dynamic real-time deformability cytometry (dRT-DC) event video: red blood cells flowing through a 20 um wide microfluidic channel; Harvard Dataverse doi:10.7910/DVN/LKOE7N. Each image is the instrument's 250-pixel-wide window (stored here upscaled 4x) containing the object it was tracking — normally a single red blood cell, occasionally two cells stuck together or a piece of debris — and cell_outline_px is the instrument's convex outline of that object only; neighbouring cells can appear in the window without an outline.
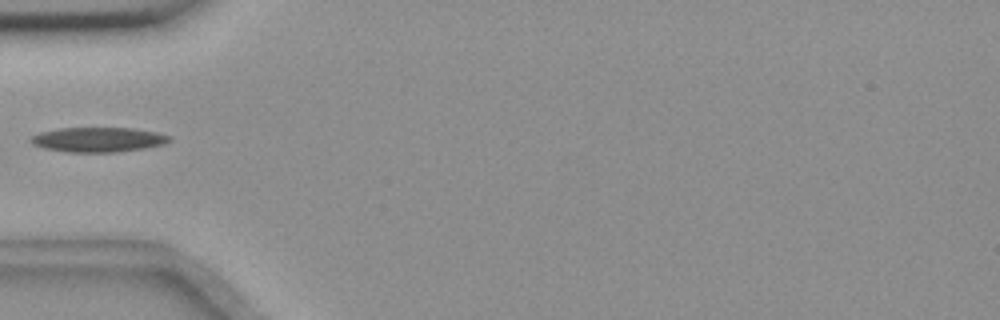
{"species": "common noctule bat (a hibernating species)", "species_latin": "Nyctalus noctula", "temperature_condition": "room temperature", "stored_images_in_passage": 7, "camera_frame_rate_fps": 3000, "um_per_image_px": 0.085, "animal": {"sex": "female", "body_mass_g": 18.4}, "frame": {"image": 1, "passage_image": 6, "time_ms": 5.667, "image_size_px": [1000, 320], "cell_outline_px": [[172, 140], [164, 144], [144, 148], [116, 152], [64, 152], [44, 148], [32, 144], [28, 140], [32, 136], [40, 132], [60, 128], [132, 128], [156, 132], [172, 136]], "centroid_in_image_um": [8.34, 11.87], "position_along_channel_um": 76.7, "area_um2": 20.06}}
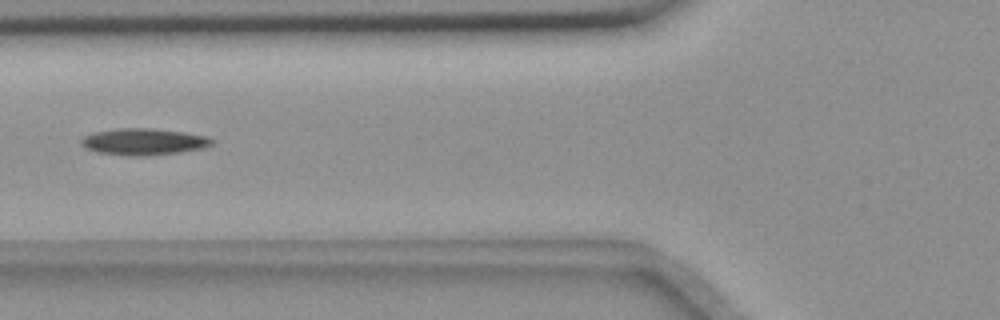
{"frame": {"image": 2, "passage_image": 7, "time_ms": 6.667, "image_size_px": [1000, 320], "cell_outline_px": [[212, 144], [200, 148], [180, 152], [144, 156], [128, 156], [100, 152], [88, 148], [80, 144], [80, 140], [84, 136], [92, 132], [120, 128], [148, 128], [184, 132], [204, 136], [212, 140]], "centroid_in_image_um": [12.15, 12.04], "position_along_channel_um": 113.6, "area_um2": 19.94}}